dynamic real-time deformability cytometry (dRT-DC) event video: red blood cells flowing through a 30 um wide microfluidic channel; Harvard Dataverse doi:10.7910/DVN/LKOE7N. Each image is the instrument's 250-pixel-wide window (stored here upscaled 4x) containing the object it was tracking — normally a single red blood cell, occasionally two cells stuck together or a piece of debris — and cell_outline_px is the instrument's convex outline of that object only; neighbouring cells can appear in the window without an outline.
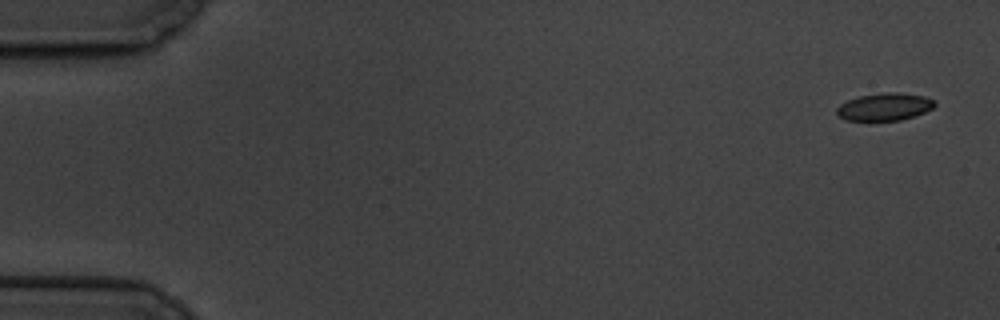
{"species": "common noctule bat (a hibernating species)", "species_latin": "Nyctalus noctula", "temperature_condition": "cold", "stored_images_in_passage": 9, "camera_frame_rate_fps": 3000, "um_per_image_px": 0.085, "animal": {"sex": "male", "body_mass_g": 19.5, "forearm_length_mm": 54.6}, "frame": {"image": 1, "passage_image": 1, "time_ms": 0.0, "image_size_px": [1000, 320], "cell_outline_px": [[936, 104], [932, 108], [924, 112], [900, 120], [844, 120], [836, 112], [836, 108], [840, 104], [848, 100], [860, 96], [884, 92], [896, 92], [924, 96], [932, 100]], "centroid_in_image_um": [75.16, 9.07], "position_along_channel_um": 9.8, "area_um2": 15.43}}
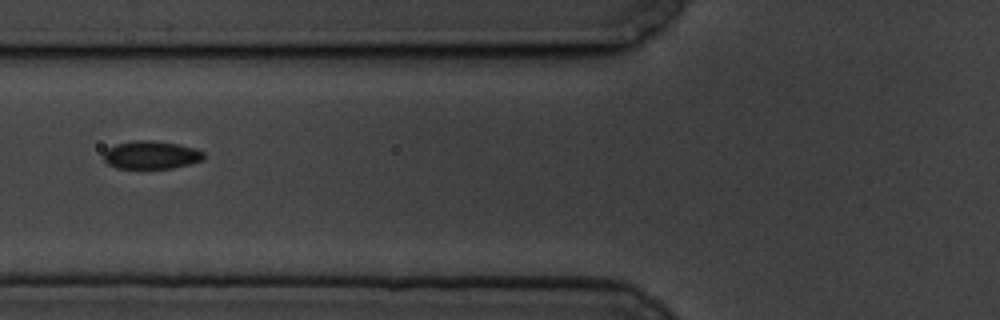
{"frame": {"image": 2, "passage_image": 7, "time_ms": 7.0, "image_size_px": [1000, 320], "cell_outline_px": [[204, 160], [172, 168], [116, 168], [108, 164], [104, 160], [104, 152], [108, 148], [116, 144], [136, 140], [152, 140], [176, 144], [196, 148], [204, 152]], "centroid_in_image_um": [12.85, 13.17], "position_along_channel_um": 112.9, "area_um2": 16.3}}
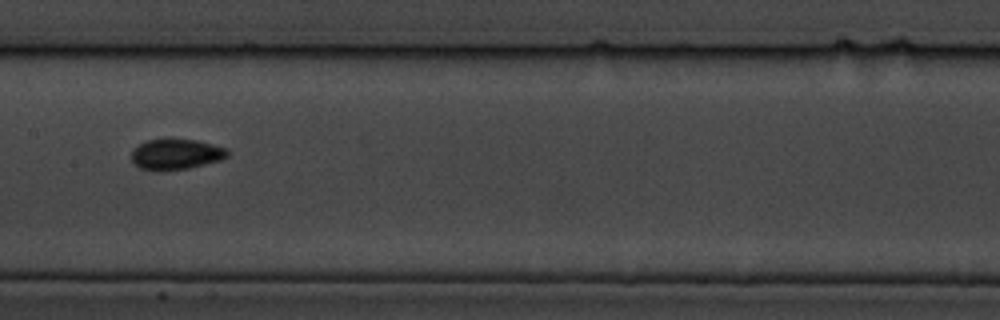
{"frame": {"image": 3, "passage_image": 9, "time_ms": 9.333, "image_size_px": [1000, 320], "cell_outline_px": [[228, 156], [220, 160], [188, 168], [156, 172], [140, 168], [132, 164], [132, 148], [148, 140], [164, 136], [172, 136], [196, 140], [228, 148]], "centroid_in_image_um": [14.91, 13.07], "position_along_channel_um": 192.5, "area_um2": 17.92}}